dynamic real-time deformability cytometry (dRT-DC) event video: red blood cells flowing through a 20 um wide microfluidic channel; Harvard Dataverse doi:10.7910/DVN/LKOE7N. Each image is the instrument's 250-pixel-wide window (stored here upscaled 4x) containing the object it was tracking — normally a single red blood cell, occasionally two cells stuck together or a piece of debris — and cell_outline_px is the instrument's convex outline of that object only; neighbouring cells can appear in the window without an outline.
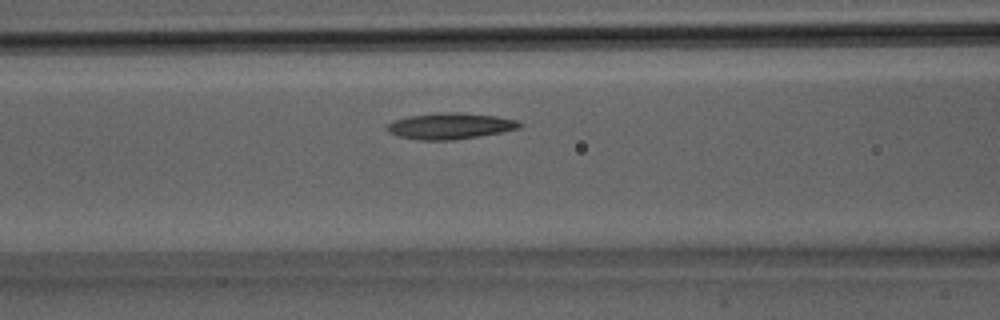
{"species": "Egyptian fruit bat (a non-hibernating species)", "species_latin": "Rousettus aegyptiacus", "temperature_condition": "room temperature", "stored_images_in_passage": 24, "camera_frame_rate_fps": 3000, "um_per_image_px": 0.085, "animal": {"sex": "male"}, "frame": {"image": 1, "passage_image": 5, "time_ms": 1.333, "image_size_px": [1000, 320], "cell_outline_px": [[524, 124], [520, 128], [480, 136], [452, 140], [416, 140], [396, 136], [388, 132], [388, 124], [396, 120], [408, 116], [444, 112], [460, 112], [496, 116], [516, 120]], "centroid_in_image_um": [38.27, 10.71], "position_along_channel_um": 128.3, "area_um2": 20.17}}
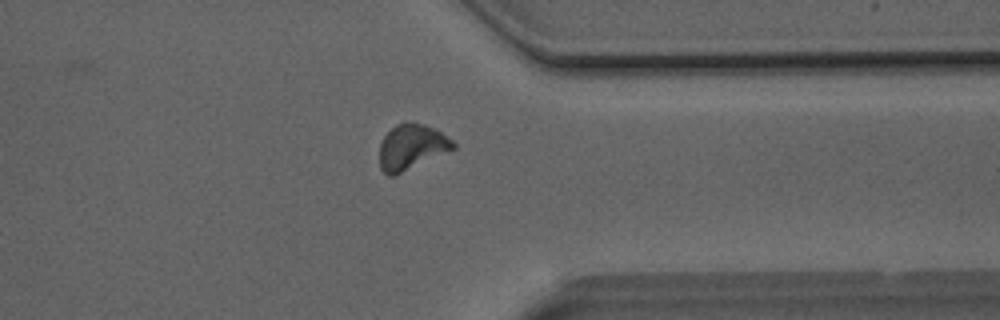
{"frame": {"image": 2, "passage_image": 17, "time_ms": 5.333, "image_size_px": [1000, 320], "cell_outline_px": [[456, 148], [396, 176], [388, 176], [380, 168], [380, 144], [384, 136], [396, 124], [424, 124], [440, 132], [452, 140], [456, 144]], "centroid_in_image_um": [34.98, 12.54], "position_along_channel_um": 376.4, "area_um2": 19.25}}
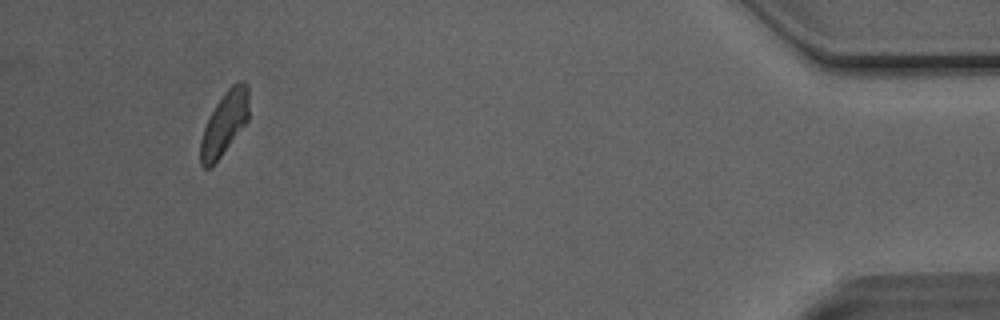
{"frame": {"image": 3, "passage_image": 22, "time_ms": 7.0, "image_size_px": [1000, 320], "cell_outline_px": [[248, 120], [220, 156], [208, 168], [204, 168], [200, 164], [200, 140], [204, 128], [216, 104], [228, 88], [232, 84], [240, 80], [244, 80], [248, 84]], "centroid_in_image_um": [19.08, 10.45], "position_along_channel_um": 416.1, "area_um2": 17.46}}